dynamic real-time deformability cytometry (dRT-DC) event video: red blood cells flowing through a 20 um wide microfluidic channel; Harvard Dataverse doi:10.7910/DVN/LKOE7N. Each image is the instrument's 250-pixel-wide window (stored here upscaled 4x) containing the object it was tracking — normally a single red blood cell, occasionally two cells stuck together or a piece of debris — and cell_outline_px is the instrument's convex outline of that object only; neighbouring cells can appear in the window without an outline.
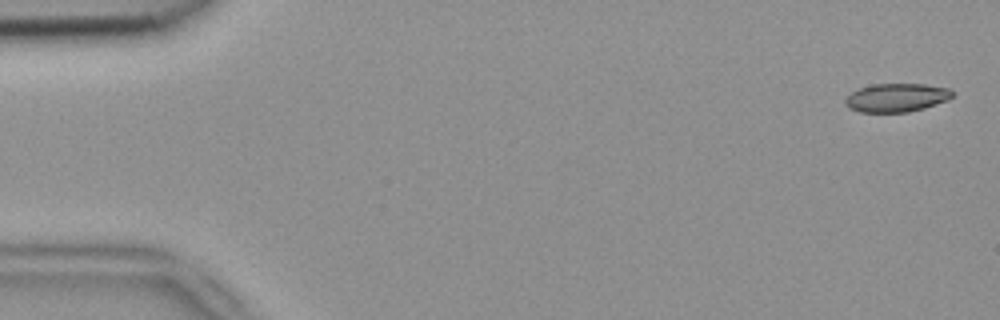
{"species": "common noctule bat (a hibernating species)", "species_latin": "Nyctalus noctula", "temperature_condition": "room temperature", "stored_images_in_passage": 5, "camera_frame_rate_fps": 3000, "um_per_image_px": 0.085, "animal": {"sex": "female", "body_mass_g": 18.4}, "frame": {"image": 1, "passage_image": 1, "time_ms": 0.0, "image_size_px": [1000, 320], "cell_outline_px": [[952, 96], [948, 100], [924, 108], [908, 112], [860, 112], [848, 108], [844, 104], [844, 100], [852, 92], [860, 88], [872, 84], [924, 84], [948, 88], [952, 92]], "centroid_in_image_um": [76.18, 8.3], "position_along_channel_um": 8.8, "area_um2": 17.74}}
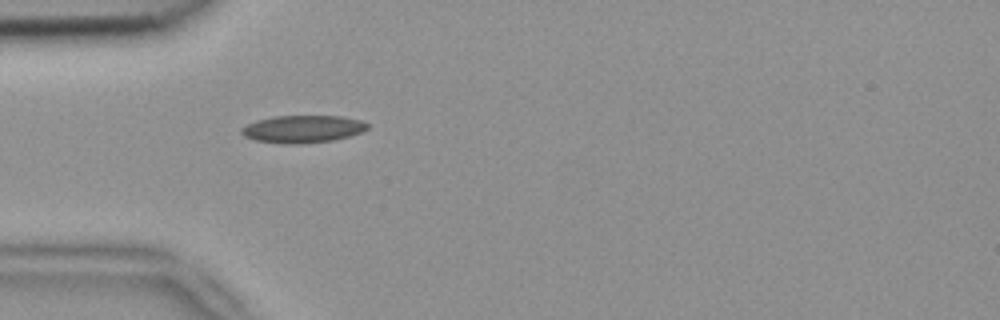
{"frame": {"image": 2, "passage_image": 5, "time_ms": 1.333, "image_size_px": [1000, 320], "cell_outline_px": [[368, 128], [360, 132], [348, 136], [332, 140], [300, 144], [292, 144], [256, 140], [244, 136], [240, 132], [240, 128], [256, 120], [272, 116], [340, 116], [360, 120], [368, 124]], "centroid_in_image_um": [25.7, 10.95], "position_along_channel_um": 59.3, "area_um2": 19.94}}